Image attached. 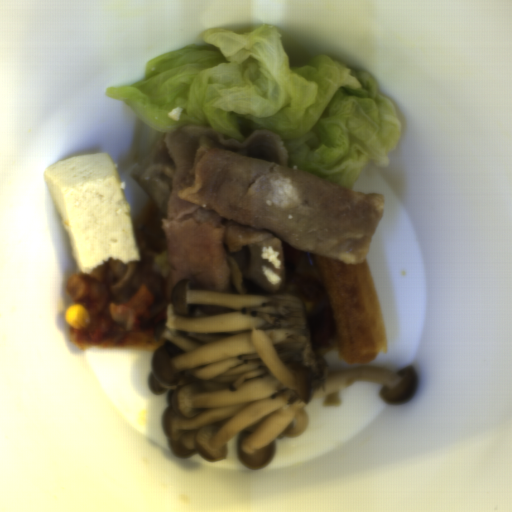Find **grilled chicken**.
Segmentation results:
<instances>
[{"label": "grilled chicken", "instance_id": "277b20a1", "mask_svg": "<svg viewBox=\"0 0 512 512\" xmlns=\"http://www.w3.org/2000/svg\"><path fill=\"white\" fill-rule=\"evenodd\" d=\"M65 291L74 304L81 305L89 314V322L83 327L89 341H100L109 332L137 330L155 302V295L144 285L132 298L114 302L103 282L77 274L67 279Z\"/></svg>", "mask_w": 512, "mask_h": 512}]
</instances>
